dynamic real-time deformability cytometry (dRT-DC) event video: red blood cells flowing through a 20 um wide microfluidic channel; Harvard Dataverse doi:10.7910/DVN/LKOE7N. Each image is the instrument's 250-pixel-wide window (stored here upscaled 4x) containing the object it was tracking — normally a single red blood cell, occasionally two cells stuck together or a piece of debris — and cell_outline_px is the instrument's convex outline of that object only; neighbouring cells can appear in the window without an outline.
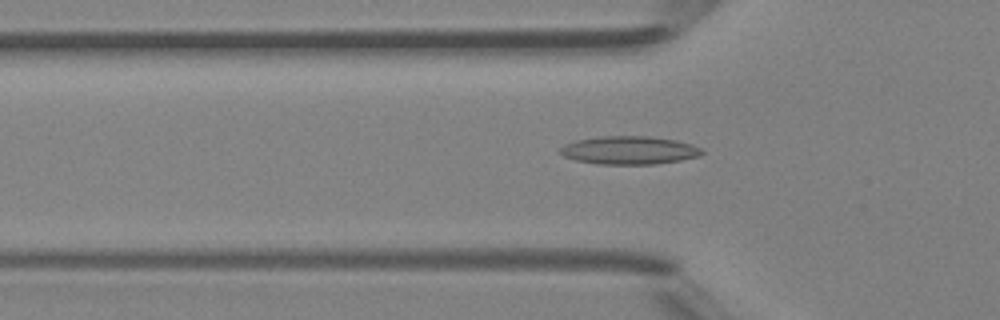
{"species": "Egyptian fruit bat (a non-hibernating species)", "species_latin": "Rousettus aegyptiacus", "temperature_condition": "room temperature", "stored_images_in_passage": 41, "camera_frame_rate_fps": 3000, "um_per_image_px": 0.085, "animal": {"sex": "female"}, "frame": {"image": 1, "passage_image": 14, "time_ms": 4.333, "image_size_px": [1000, 320], "cell_outline_px": [[704, 152], [700, 156], [680, 160], [652, 164], [596, 164], [576, 160], [564, 156], [560, 152], [560, 148], [564, 144], [576, 140], [600, 136], [648, 136], [676, 140], [692, 144], [700, 148]], "centroid_in_image_um": [53.48, 12.77], "position_along_channel_um": 72.3, "area_um2": 23.24}}
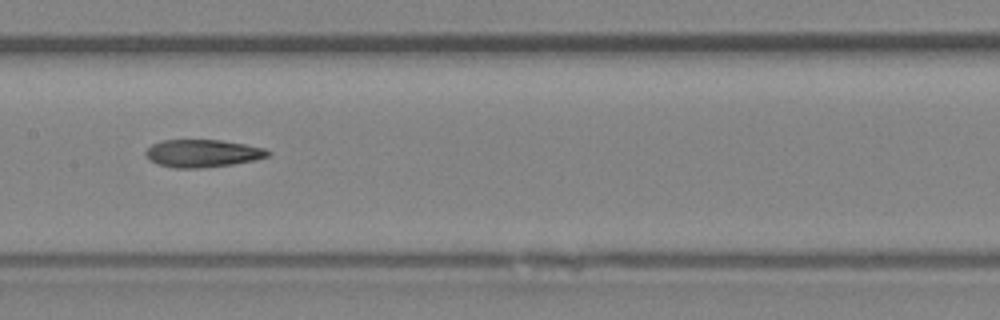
{"frame": {"image": 2, "passage_image": 22, "time_ms": 7.0, "image_size_px": [1000, 320], "cell_outline_px": [[272, 152], [268, 156], [256, 160], [232, 164], [196, 168], [176, 168], [156, 164], [148, 160], [144, 152], [152, 144], [164, 140], [220, 140], [244, 144], [264, 148]], "centroid_in_image_um": [17.2, 13.03], "position_along_channel_um": 190.2, "area_um2": 19.65}}
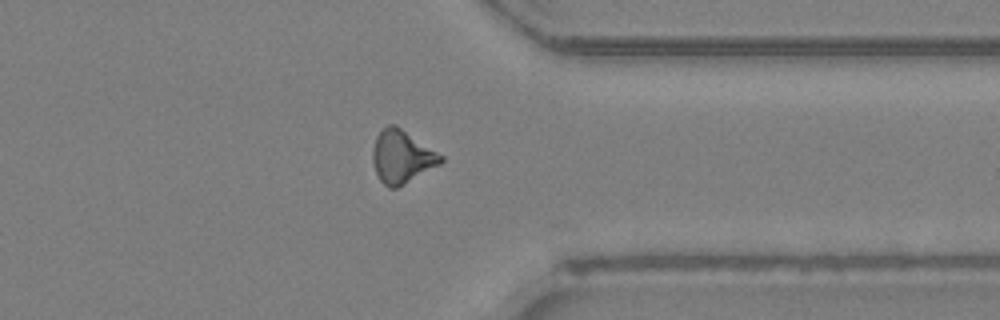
{"frame": {"image": 3, "passage_image": 35, "time_ms": 11.333, "image_size_px": [1000, 320], "cell_outline_px": [[444, 160], [440, 164], [396, 188], [388, 188], [380, 180], [376, 172], [372, 160], [372, 148], [376, 136], [388, 124], [396, 124], [444, 156]], "centroid_in_image_um": [34.14, 13.3], "position_along_channel_um": 377.3, "area_um2": 20.92}, "authors_computed_cell_mechanics": {"area_um2": 19.9988, "velocity_mm_per_s": 4.4165, "shape_relaxation_time_tau1_ms": null, "shape_relaxation_time_tau2_ms": 1.7942, "deformation_change_tau1": null, "deformation_change_tau2": 0.1062}}